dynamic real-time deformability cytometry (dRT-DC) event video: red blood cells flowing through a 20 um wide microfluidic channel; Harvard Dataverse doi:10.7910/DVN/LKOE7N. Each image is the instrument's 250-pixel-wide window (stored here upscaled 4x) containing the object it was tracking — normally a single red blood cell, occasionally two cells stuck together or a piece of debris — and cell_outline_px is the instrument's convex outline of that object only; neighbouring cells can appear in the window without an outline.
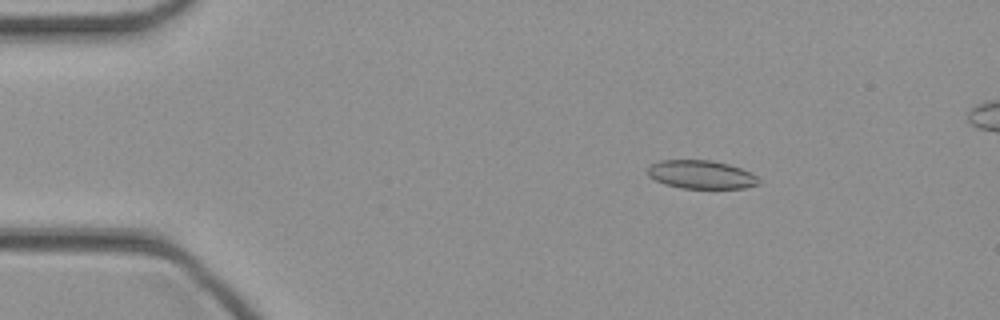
{"species": "common noctule bat (a hibernating species)", "species_latin": "Nyctalus noctula", "temperature_condition": "cold", "stored_images_in_passage": 40, "camera_frame_rate_fps": 3000, "um_per_image_px": 0.085, "animal": {"sex": "female", "body_mass_g": 21.9}, "frame": {"image": 1, "passage_image": 1, "time_ms": 0.0, "image_size_px": [1000, 320], "cell_outline_px": [[760, 184], [744, 188], [680, 188], [664, 184], [648, 176], [648, 168], [652, 164], [660, 160], [712, 160], [728, 164], [752, 172], [760, 180]], "centroid_in_image_um": [59.62, 14.84], "position_along_channel_um": 25.4, "area_um2": 18.44}}
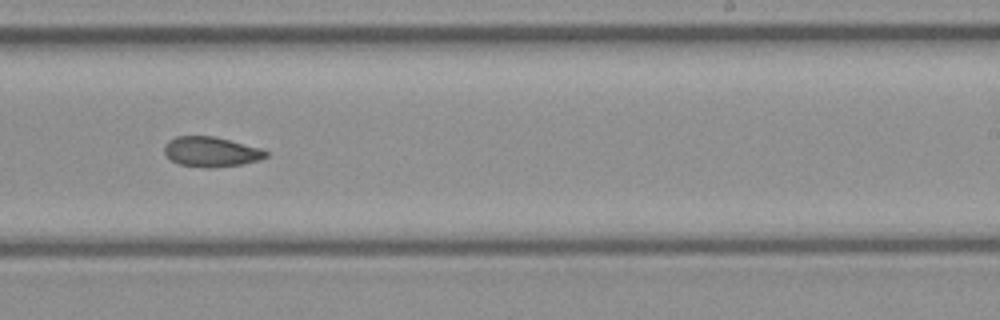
{"frame": {"image": 2, "passage_image": 22, "time_ms": 7.0, "image_size_px": [1000, 320], "cell_outline_px": [[268, 156], [260, 160], [240, 164], [208, 168], [180, 164], [172, 160], [164, 152], [164, 148], [168, 140], [176, 136], [212, 136], [260, 148], [268, 152]], "centroid_in_image_um": [17.94, 12.9], "position_along_channel_um": 271.1, "area_um2": 17.46}}
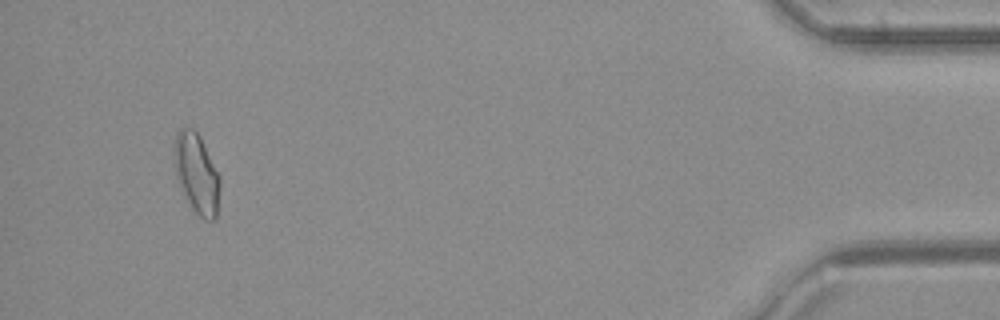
{"frame": {"image": 3, "passage_image": 37, "time_ms": 12.0, "image_size_px": [1000, 320], "cell_outline_px": [[220, 184], [216, 216], [212, 220], [204, 220], [192, 208], [180, 188], [176, 180], [172, 152], [172, 148], [176, 132], [180, 128], [192, 128], [200, 136], [220, 176]], "centroid_in_image_um": [16.67, 14.71], "position_along_channel_um": 418.5, "area_um2": 21.56}}